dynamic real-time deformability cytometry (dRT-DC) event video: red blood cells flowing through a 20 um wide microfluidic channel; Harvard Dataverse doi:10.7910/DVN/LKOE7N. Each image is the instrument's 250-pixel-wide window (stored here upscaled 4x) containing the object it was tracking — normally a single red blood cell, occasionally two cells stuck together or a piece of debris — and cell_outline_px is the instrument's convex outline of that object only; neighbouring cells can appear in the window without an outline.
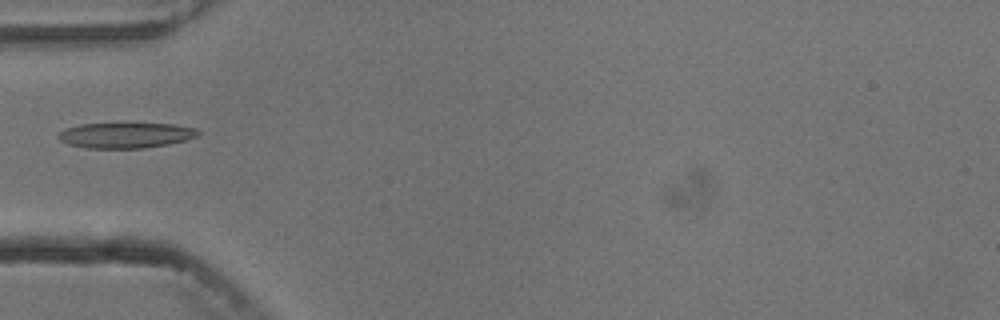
{"species": "common noctule bat (a hibernating species)", "species_latin": "Nyctalus noctula", "temperature_condition": "cold", "stored_images_in_passage": 3, "camera_frame_rate_fps": 3000, "um_per_image_px": 0.085, "animal": {"sex": "male", "body_mass_g": 13.3}, "frame": {"image": 1, "passage_image": 2, "time_ms": 1.333, "image_size_px": [1000, 320], "cell_outline_px": [[200, 132], [196, 136], [184, 140], [168, 144], [144, 148], [88, 148], [68, 144], [60, 140], [56, 136], [64, 128], [80, 124], [128, 120], [176, 124], [196, 128]], "centroid_in_image_um": [10.67, 11.43], "position_along_channel_um": 74.3, "area_um2": 21.96}}
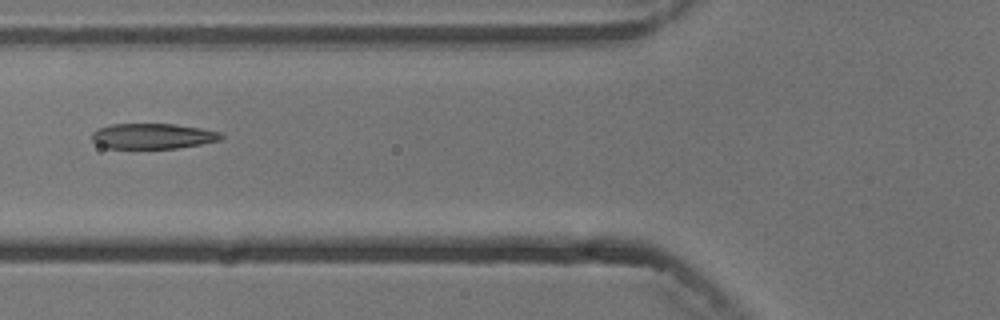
{"frame": {"image": 2, "passage_image": 3, "time_ms": 2.333, "image_size_px": [1000, 320], "cell_outline_px": [[224, 136], [220, 140], [200, 144], [176, 148], [108, 148], [96, 144], [92, 140], [92, 132], [96, 128], [112, 124], [172, 124], [200, 128], [220, 132]], "centroid_in_image_um": [12.95, 11.57], "position_along_channel_um": 112.9, "area_um2": 19.07}}